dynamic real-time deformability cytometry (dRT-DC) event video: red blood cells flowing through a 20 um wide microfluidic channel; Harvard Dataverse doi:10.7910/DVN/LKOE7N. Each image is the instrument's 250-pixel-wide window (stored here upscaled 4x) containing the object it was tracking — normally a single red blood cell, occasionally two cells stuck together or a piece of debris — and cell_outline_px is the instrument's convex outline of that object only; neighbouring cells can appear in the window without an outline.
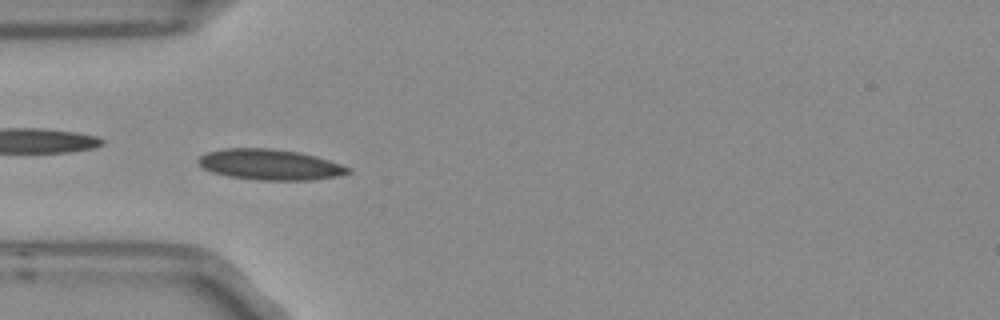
{"species": "Egyptian fruit bat (a non-hibernating species)", "species_latin": "Rousettus aegyptiacus", "temperature_condition": "room temperature", "stored_images_in_passage": 6, "camera_frame_rate_fps": 3000, "um_per_image_px": 0.085, "frame": {"image": 1, "passage_image": 5, "time_ms": 1.333, "image_size_px": [1000, 320], "cell_outline_px": [[352, 172], [336, 176], [312, 180], [256, 180], [228, 176], [212, 172], [204, 168], [196, 160], [200, 156], [208, 152], [224, 148], [272, 148], [300, 152], [316, 156], [352, 168]], "centroid_in_image_um": [22.95, 13.99], "position_along_channel_um": 62.0, "area_um2": 26.82}}
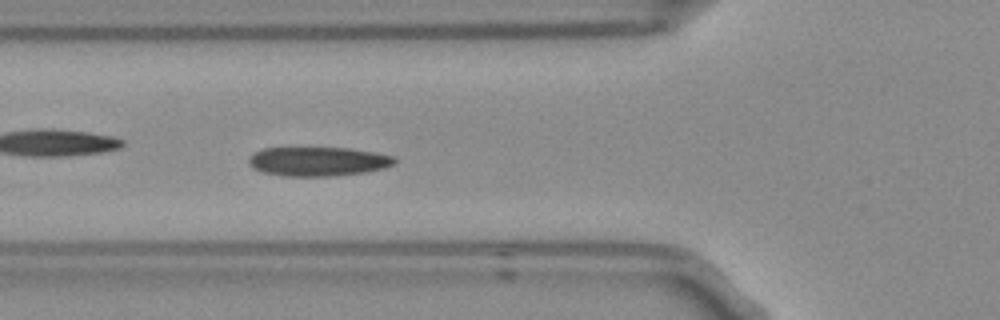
{"frame": {"image": 2, "passage_image": 6, "time_ms": 1.667, "image_size_px": [1000, 320], "cell_outline_px": [[396, 160], [392, 164], [384, 168], [364, 172], [332, 176], [284, 176], [264, 172], [252, 168], [248, 164], [248, 160], [256, 152], [264, 148], [352, 148], [376, 152], [396, 156]], "centroid_in_image_um": [27.06, 13.72], "position_along_channel_um": 98.7, "area_um2": 24.74}}